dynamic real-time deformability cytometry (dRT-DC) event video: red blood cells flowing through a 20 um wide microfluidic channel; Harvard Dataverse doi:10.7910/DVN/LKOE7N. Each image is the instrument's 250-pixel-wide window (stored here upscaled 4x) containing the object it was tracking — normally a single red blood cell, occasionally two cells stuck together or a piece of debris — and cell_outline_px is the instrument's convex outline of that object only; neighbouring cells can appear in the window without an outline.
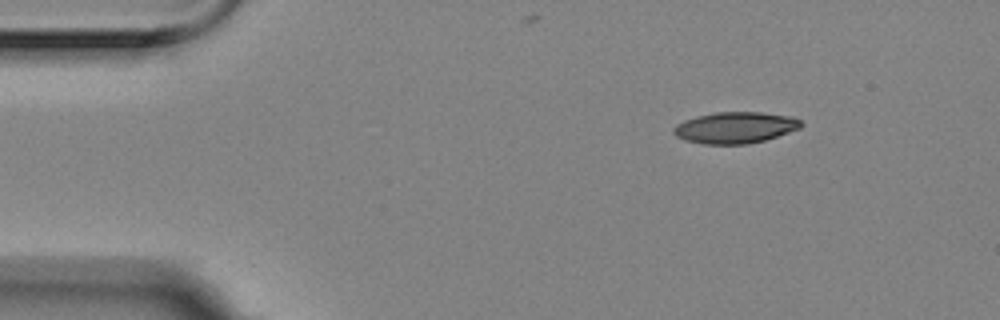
{"species": "Egyptian fruit bat (a non-hibernating species)", "species_latin": "Rousettus aegyptiacus", "temperature_condition": "room temperature", "stored_images_in_passage": 3, "camera_frame_rate_fps": 3000, "um_per_image_px": 0.085, "animal": {"sex": "female"}, "frame": {"image": 1, "passage_image": 1, "time_ms": 0.0, "image_size_px": [1000, 320], "cell_outline_px": [[804, 124], [800, 128], [764, 140], [748, 144], [704, 144], [684, 140], [676, 136], [672, 132], [672, 128], [676, 124], [684, 120], [696, 116], [716, 112], [760, 112], [792, 116], [800, 120]], "centroid_in_image_um": [62.46, 10.84], "position_along_channel_um": 22.5, "area_um2": 23.35}}